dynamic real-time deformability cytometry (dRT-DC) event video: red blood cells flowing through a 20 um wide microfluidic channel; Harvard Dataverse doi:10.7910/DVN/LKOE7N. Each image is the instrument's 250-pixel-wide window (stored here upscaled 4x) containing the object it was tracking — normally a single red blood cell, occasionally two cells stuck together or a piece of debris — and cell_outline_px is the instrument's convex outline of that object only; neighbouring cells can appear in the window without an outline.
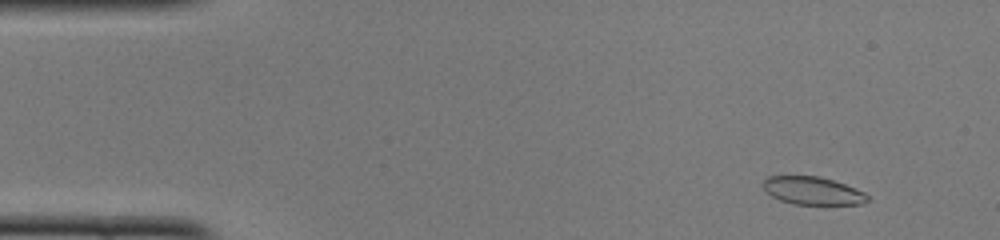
{"species": "common noctule bat (a hibernating species)", "species_latin": "Nyctalus noctula", "temperature_condition": "cold", "stored_images_in_passage": 49, "camera_frame_rate_fps": 3000, "um_per_image_px": 0.085, "animal": {"sex": "female", "body_mass_g": 22.0, "forearm_length_mm": 56.7}, "frame": {"image": 1, "passage_image": 4, "time_ms": 1.0, "image_size_px": [1000, 240], "cell_outline_px": [[868, 200], [860, 204], [792, 204], [780, 200], [772, 196], [764, 188], [764, 180], [768, 176], [820, 176], [856, 188], [864, 192], [868, 196]], "centroid_in_image_um": [69.08, 16.21], "position_along_channel_um": 15.9, "area_um2": 16.76}}
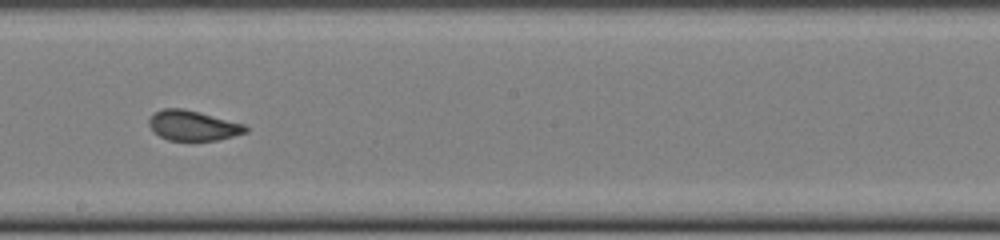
{"frame": {"image": 2, "passage_image": 27, "time_ms": 8.667, "image_size_px": [1000, 240], "cell_outline_px": [[248, 132], [216, 140], [168, 140], [152, 132], [148, 124], [148, 120], [156, 112], [164, 108], [184, 108], [200, 112], [244, 124], [248, 128]], "centroid_in_image_um": [16.38, 10.67], "position_along_channel_um": 231.8, "area_um2": 16.88}}
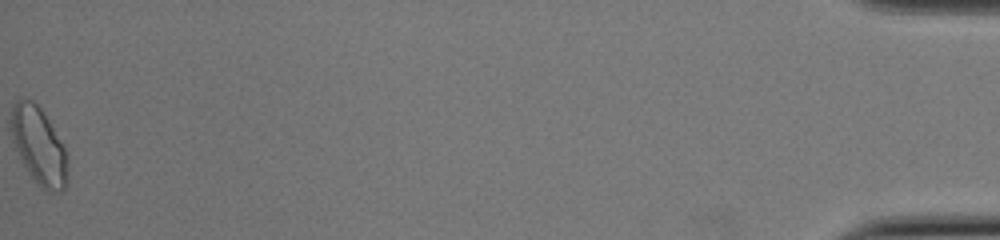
{"frame": {"image": 3, "passage_image": 49, "time_ms": 16.0, "image_size_px": [1000, 240], "cell_outline_px": [[68, 184], [60, 192], [48, 192], [28, 172], [12, 140], [12, 108], [16, 100], [20, 96], [24, 96], [32, 100], [40, 108], [68, 152]], "centroid_in_image_um": [3.34, 12.39], "position_along_channel_um": 431.9, "area_um2": 25.26}, "authors_computed_cell_mechanics": {"area_um2": 17.6868, "velocity_mm_per_s": 4.0905, "shape_relaxation_time_tau1_ms": null, "shape_relaxation_time_tau2_ms": 0.893, "deformation_change_tau1": null, "deformation_change_tau2": 0.0463}}